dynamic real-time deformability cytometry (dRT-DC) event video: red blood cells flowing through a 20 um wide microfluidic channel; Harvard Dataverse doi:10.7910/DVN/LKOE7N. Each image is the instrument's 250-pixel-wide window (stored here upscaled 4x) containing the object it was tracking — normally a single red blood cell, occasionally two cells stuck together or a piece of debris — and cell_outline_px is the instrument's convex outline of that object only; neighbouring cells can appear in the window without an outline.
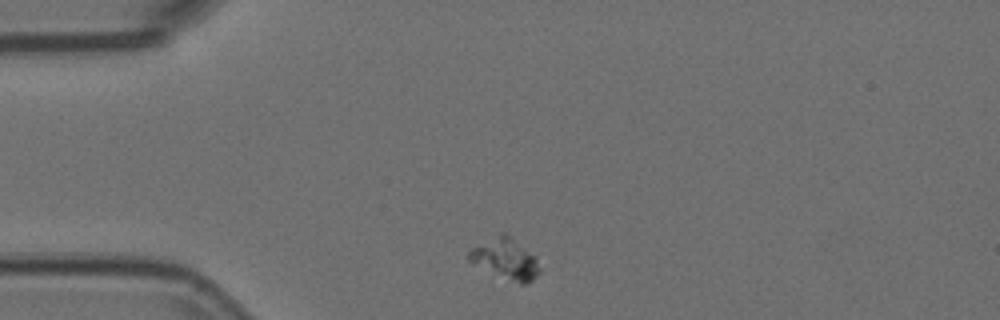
{"species": "Egyptian fruit bat (a non-hibernating species)", "species_latin": "Rousettus aegyptiacus", "temperature_condition": "room temperature", "stored_images_in_passage": 3, "camera_frame_rate_fps": 3000, "um_per_image_px": 0.085, "animal": {"sex": "female"}, "frame": {"image": 1, "passage_image": 1, "time_ms": 0.0, "image_size_px": [1000, 320], "cell_outline_px": [[540, 268], [532, 280], [528, 284], [520, 284], [472, 264], [468, 260], [468, 252], [472, 248], [500, 232], [508, 232], [536, 260]], "centroid_in_image_um": [42.92, 21.98], "position_along_channel_um": 42.1, "area_um2": 16.42}}
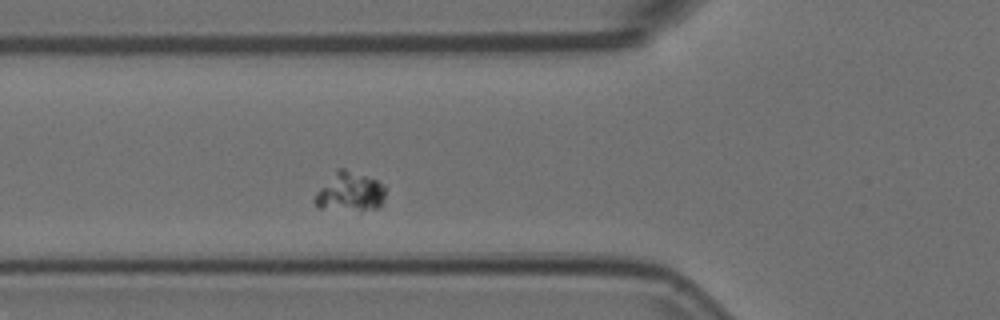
{"frame": {"image": 2, "passage_image": 3, "time_ms": 0.667, "image_size_px": [1000, 320], "cell_outline_px": [[384, 200], [380, 208], [320, 208], [312, 200], [316, 192], [336, 168], [344, 168], [376, 180], [384, 188]], "centroid_in_image_um": [29.7, 16.27], "position_along_channel_um": 96.1, "area_um2": 15.61}}